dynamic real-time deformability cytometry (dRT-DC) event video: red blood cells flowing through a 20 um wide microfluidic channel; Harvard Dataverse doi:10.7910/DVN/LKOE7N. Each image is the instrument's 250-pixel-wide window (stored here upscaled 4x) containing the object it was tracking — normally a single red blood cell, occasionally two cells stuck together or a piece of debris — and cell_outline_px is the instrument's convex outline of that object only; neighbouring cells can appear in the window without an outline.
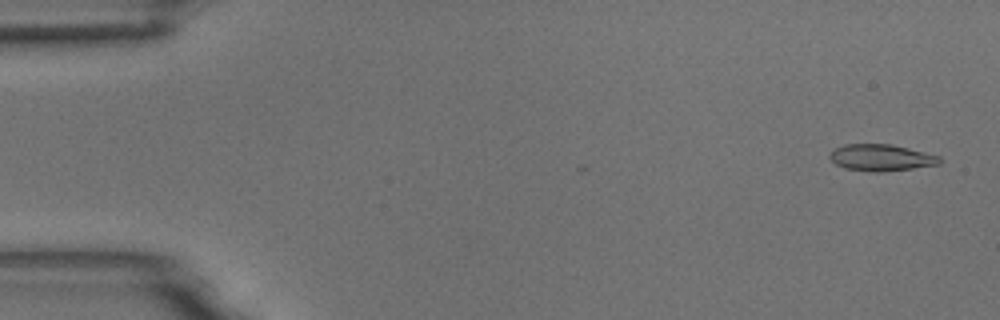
{"species": "common noctule bat (a hibernating species)", "species_latin": "Nyctalus noctula", "temperature_condition": "room temperature", "stored_images_in_passage": 55, "camera_frame_rate_fps": 3000, "um_per_image_px": 0.085, "animal": {"sex": "male", "body_mass_g": 18.8}, "frame": {"image": 1, "passage_image": 2, "time_ms": 0.333, "image_size_px": [1000, 320], "cell_outline_px": [[940, 164], [912, 168], [880, 172], [872, 172], [844, 168], [836, 164], [828, 156], [836, 148], [844, 144], [892, 144], [940, 156]], "centroid_in_image_um": [74.89, 13.4], "position_along_channel_um": 10.1, "area_um2": 16.88}}
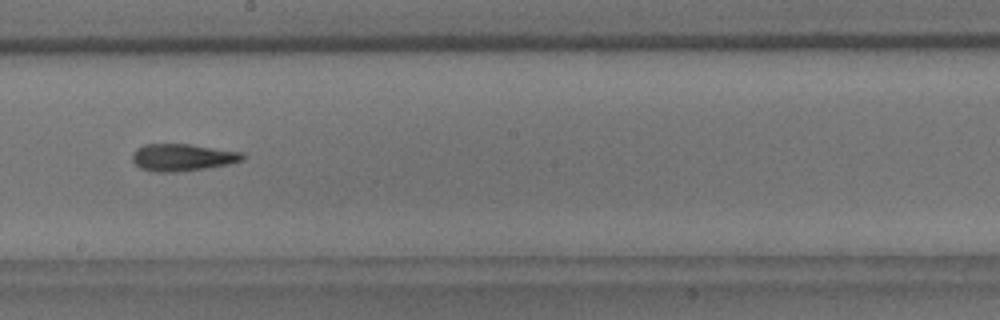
{"frame": {"image": 2, "passage_image": 31, "time_ms": 10.0, "image_size_px": [1000, 320], "cell_outline_px": [[244, 160], [228, 164], [204, 168], [176, 172], [156, 172], [140, 168], [132, 160], [132, 152], [136, 148], [144, 144], [188, 144], [244, 152]], "centroid_in_image_um": [15.49, 13.37], "position_along_channel_um": 232.7, "area_um2": 17.46}}
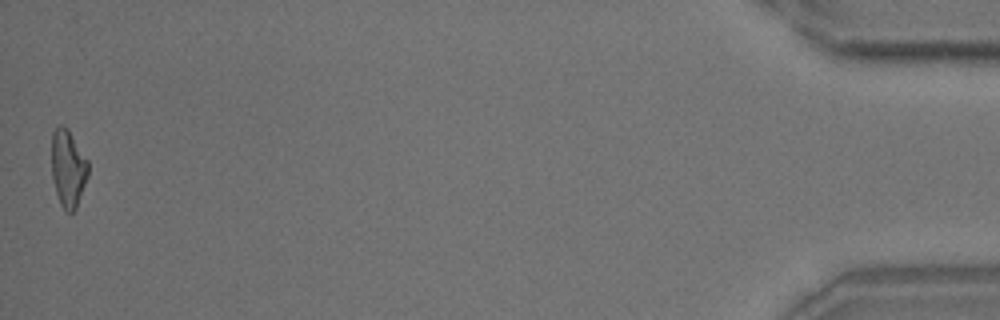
{"frame": {"image": 3, "passage_image": 55, "time_ms": 18.0, "image_size_px": [1000, 320], "cell_outline_px": [[88, 176], [76, 208], [72, 212], [68, 212], [60, 204], [56, 192], [52, 176], [52, 132], [60, 124], [64, 124], [68, 128], [88, 160]], "centroid_in_image_um": [5.79, 14.27], "position_along_channel_um": 429.4, "area_um2": 16.47}, "authors_computed_cell_mechanics": {"area_um2": 17.2244, "velocity_mm_per_s": 3.6417, "shape_relaxation_time_tau1_ms": 10.8043, "shape_relaxation_time_tau2_ms": 5.4705, "deformation_change_tau1": 0.2488, "deformation_change_tau2": 0.173}}